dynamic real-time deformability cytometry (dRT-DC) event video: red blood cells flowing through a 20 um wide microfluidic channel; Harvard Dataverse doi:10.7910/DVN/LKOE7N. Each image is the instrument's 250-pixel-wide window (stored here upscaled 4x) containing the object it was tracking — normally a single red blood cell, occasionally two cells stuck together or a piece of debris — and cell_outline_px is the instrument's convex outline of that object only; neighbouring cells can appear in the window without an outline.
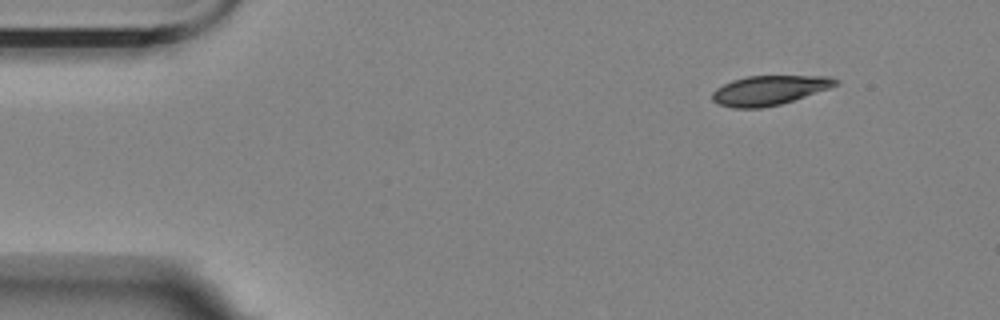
{"species": "Egyptian fruit bat (a non-hibernating species)", "species_latin": "Rousettus aegyptiacus", "temperature_condition": "room temperature", "stored_images_in_passage": 4, "camera_frame_rate_fps": 3000, "um_per_image_px": 0.085, "animal": {"sex": "female"}, "frame": {"image": 1, "passage_image": 1, "time_ms": 0.0, "image_size_px": [1000, 320], "cell_outline_px": [[840, 84], [780, 104], [760, 108], [732, 108], [716, 104], [712, 100], [712, 92], [716, 88], [732, 80], [748, 76], [832, 76], [840, 80]], "centroid_in_image_um": [65.36, 7.67], "position_along_channel_um": 19.6, "area_um2": 21.15}}
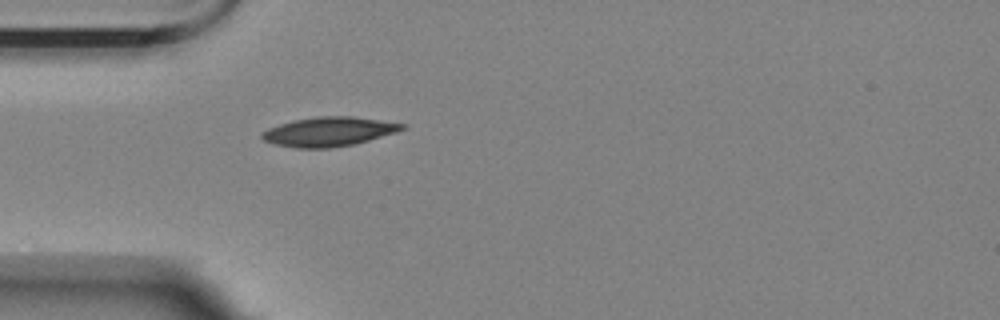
{"frame": {"image": 2, "passage_image": 4, "time_ms": 3.333, "image_size_px": [1000, 320], "cell_outline_px": [[408, 128], [396, 132], [368, 140], [352, 144], [328, 148], [296, 148], [276, 144], [264, 140], [260, 136], [260, 132], [268, 128], [292, 120], [316, 116], [352, 116], [408, 124]], "centroid_in_image_um": [27.95, 11.18], "position_along_channel_um": 57.0, "area_um2": 23.93}}